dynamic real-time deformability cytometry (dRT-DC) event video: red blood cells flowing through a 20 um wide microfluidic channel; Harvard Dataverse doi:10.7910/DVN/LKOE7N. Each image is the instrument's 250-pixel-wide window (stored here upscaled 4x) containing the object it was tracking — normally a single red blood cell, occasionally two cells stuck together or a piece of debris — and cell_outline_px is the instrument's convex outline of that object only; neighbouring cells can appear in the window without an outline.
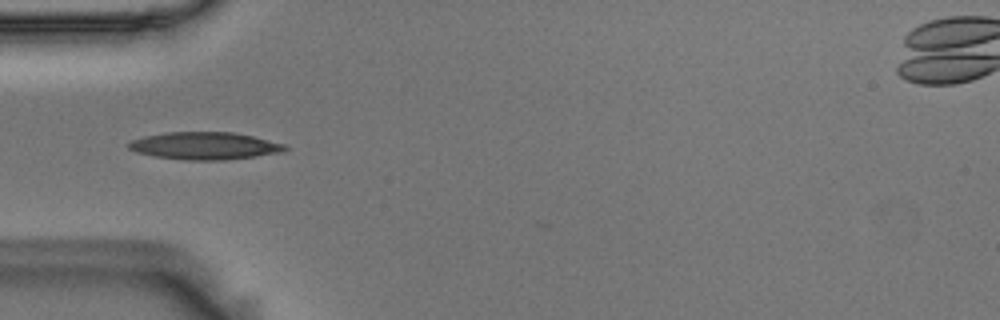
{"species": "Egyptian fruit bat (a non-hibernating species)", "species_latin": "Rousettus aegyptiacus", "temperature_condition": "room temperature", "stored_images_in_passage": 8, "camera_frame_rate_fps": 3000, "um_per_image_px": 0.085, "animal": {"sex": "male"}, "frame": {"image": 1, "passage_image": 3, "time_ms": 0.667, "image_size_px": [1000, 320], "cell_outline_px": [[288, 148], [284, 152], [256, 156], [224, 160], [188, 160], [156, 156], [136, 152], [128, 148], [128, 144], [132, 140], [144, 136], [168, 132], [232, 132], [252, 136], [284, 144]], "centroid_in_image_um": [17.41, 12.39], "position_along_channel_um": 67.6, "area_um2": 24.8}}
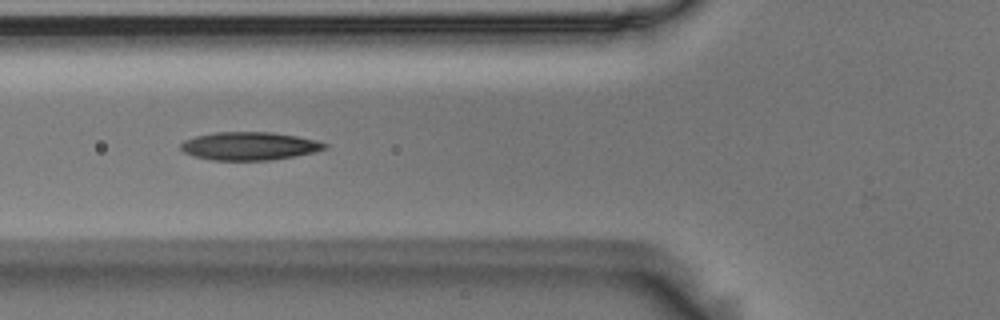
{"frame": {"image": 2, "passage_image": 6, "time_ms": 1.667, "image_size_px": [1000, 320], "cell_outline_px": [[328, 148], [312, 152], [292, 156], [268, 160], [212, 160], [196, 156], [184, 152], [180, 148], [180, 144], [184, 140], [196, 136], [216, 132], [272, 132], [296, 136], [316, 140], [328, 144]], "centroid_in_image_um": [21.19, 12.4], "position_along_channel_um": 104.6, "area_um2": 23.35}}